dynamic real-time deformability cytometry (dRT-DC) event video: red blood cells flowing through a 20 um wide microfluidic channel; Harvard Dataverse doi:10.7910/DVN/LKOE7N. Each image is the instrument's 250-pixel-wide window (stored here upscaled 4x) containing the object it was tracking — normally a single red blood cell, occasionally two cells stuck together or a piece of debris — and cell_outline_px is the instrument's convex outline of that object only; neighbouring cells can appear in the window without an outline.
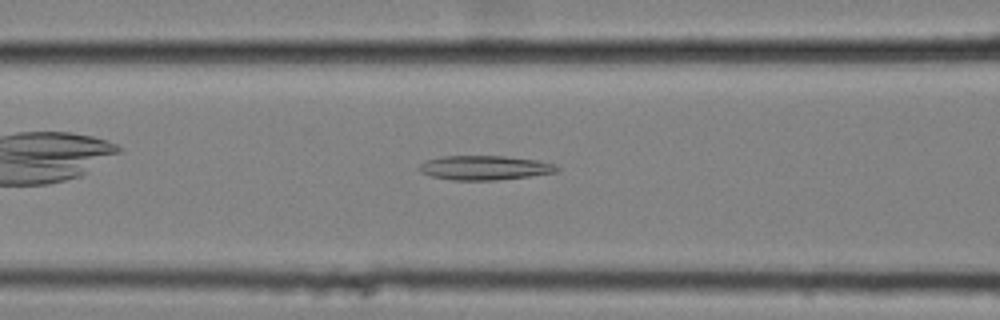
{"species": "common noctule bat (a hibernating species)", "species_latin": "Nyctalus noctula", "temperature_condition": "cold", "stored_images_in_passage": 43, "camera_frame_rate_fps": 3000, "um_per_image_px": 0.085, "animal": {"sex": "female", "body_mass_g": 25.1}, "frame": {"image": 1, "passage_image": 10, "time_ms": 3.0, "image_size_px": [1000, 320], "cell_outline_px": [[560, 168], [556, 172], [532, 176], [496, 180], [452, 180], [432, 176], [420, 172], [416, 168], [420, 164], [428, 160], [440, 156], [504, 156], [536, 160], [556, 164]], "centroid_in_image_um": [41.19, 14.26], "position_along_channel_um": 125.4, "area_um2": 19.59}}
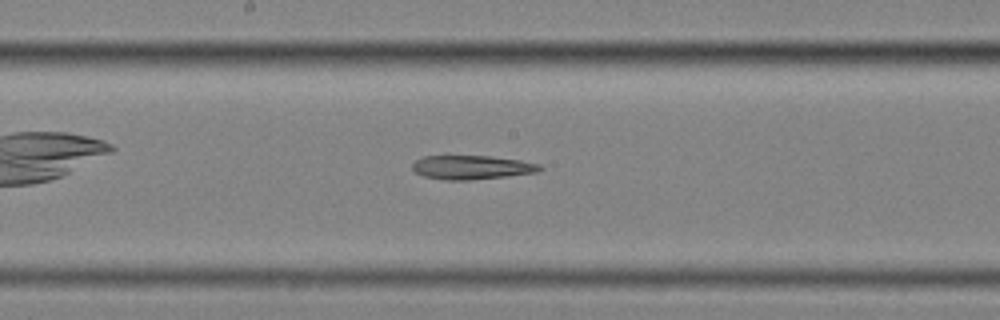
{"frame": {"image": 2, "passage_image": 17, "time_ms": 5.333, "image_size_px": [1000, 320], "cell_outline_px": [[544, 168], [536, 172], [508, 176], [468, 180], [444, 180], [424, 176], [416, 172], [412, 168], [412, 164], [416, 160], [424, 156], [488, 156], [520, 160], [540, 164]], "centroid_in_image_um": [40.1, 14.22], "position_along_channel_um": 208.1, "area_um2": 17.69}}
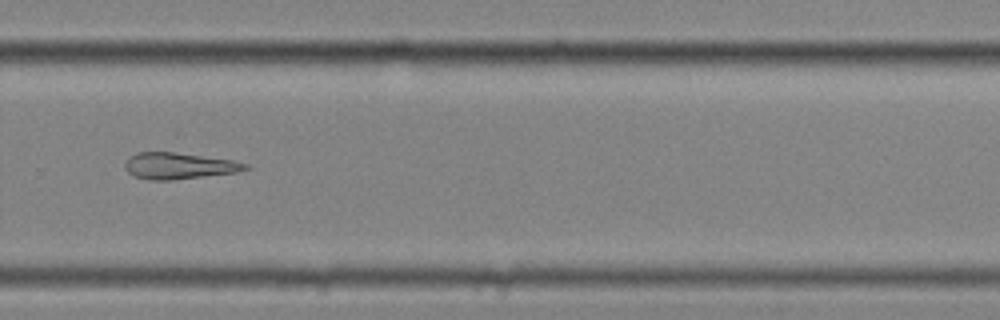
{"frame": {"image": 3, "passage_image": 26, "time_ms": 8.333, "image_size_px": [1000, 320], "cell_outline_px": [[248, 168], [236, 172], [172, 180], [148, 180], [132, 176], [124, 168], [124, 164], [136, 152], [172, 152], [232, 160], [248, 164]], "centroid_in_image_um": [15.15, 14.11], "position_along_channel_um": 314.6, "area_um2": 18.26}}